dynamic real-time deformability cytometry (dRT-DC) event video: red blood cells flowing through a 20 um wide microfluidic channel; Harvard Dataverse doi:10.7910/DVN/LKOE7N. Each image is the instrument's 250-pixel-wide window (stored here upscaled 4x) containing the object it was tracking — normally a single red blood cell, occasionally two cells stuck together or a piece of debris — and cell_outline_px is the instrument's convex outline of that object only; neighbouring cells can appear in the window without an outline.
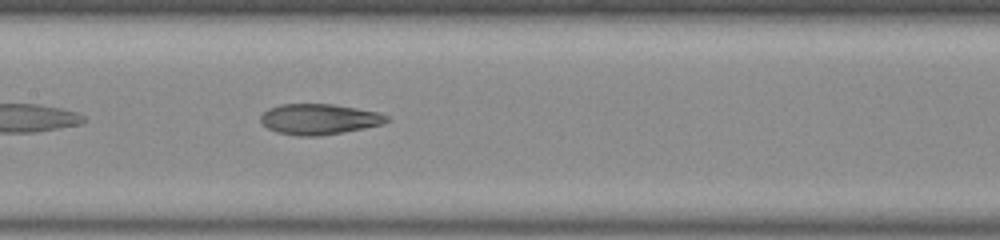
{"species": "common noctule bat (a hibernating species)", "species_latin": "Nyctalus noctula", "temperature_condition": "room temperature", "stored_images_in_passage": 28, "camera_frame_rate_fps": 3000, "um_per_image_px": 0.085, "animal": {"sex": "male", "body_mass_g": 20.0, "forearm_length_mm": 53.3}, "frame": {"image": 1, "passage_image": 9, "time_ms": 2.667, "image_size_px": [1000, 240], "cell_outline_px": [[392, 120], [384, 124], [364, 128], [320, 136], [296, 136], [276, 132], [268, 128], [260, 120], [260, 116], [268, 108], [280, 104], [332, 104], [380, 112], [388, 116]], "centroid_in_image_um": [27.15, 10.13], "position_along_channel_um": 180.3, "area_um2": 22.66}}
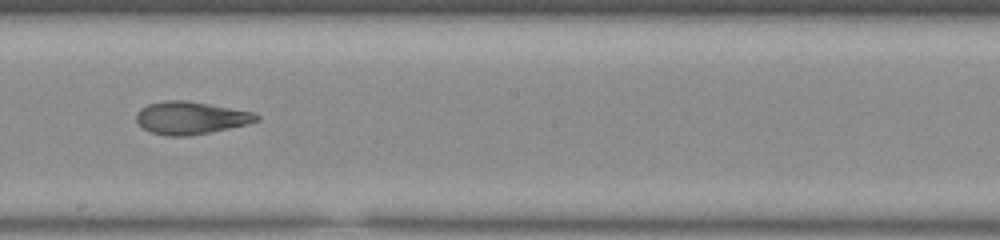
{"frame": {"image": 2, "passage_image": 13, "time_ms": 4.0, "image_size_px": [1000, 240], "cell_outline_px": [[260, 120], [248, 124], [188, 136], [168, 136], [152, 132], [144, 128], [136, 120], [136, 112], [140, 108], [148, 104], [164, 100], [184, 100], [208, 104], [252, 112], [260, 116]], "centroid_in_image_um": [16.19, 10.01], "position_along_channel_um": 232.0, "area_um2": 22.6}}
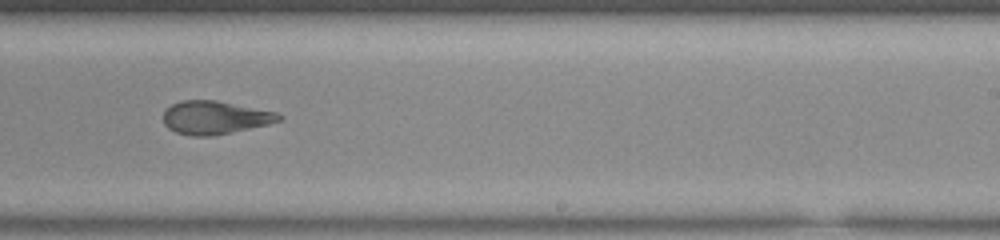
{"frame": {"image": 3, "passage_image": 16, "time_ms": 5.0, "image_size_px": [1000, 240], "cell_outline_px": [[284, 116], [280, 120], [268, 124], [212, 136], [192, 136], [176, 132], [168, 128], [164, 124], [164, 108], [180, 100], [216, 100], [276, 112]], "centroid_in_image_um": [18.23, 9.98], "position_along_channel_um": 270.8, "area_um2": 22.31}, "authors_computed_cell_mechanics": {"area_um2": 22.7443, "velocity_mm_per_s": 3.8942, "shape_relaxation_time_tau1_ms": null, "shape_relaxation_time_tau2_ms": 2.5438, "deformation_change_tau1": null, "deformation_change_tau2": 0.1092}}